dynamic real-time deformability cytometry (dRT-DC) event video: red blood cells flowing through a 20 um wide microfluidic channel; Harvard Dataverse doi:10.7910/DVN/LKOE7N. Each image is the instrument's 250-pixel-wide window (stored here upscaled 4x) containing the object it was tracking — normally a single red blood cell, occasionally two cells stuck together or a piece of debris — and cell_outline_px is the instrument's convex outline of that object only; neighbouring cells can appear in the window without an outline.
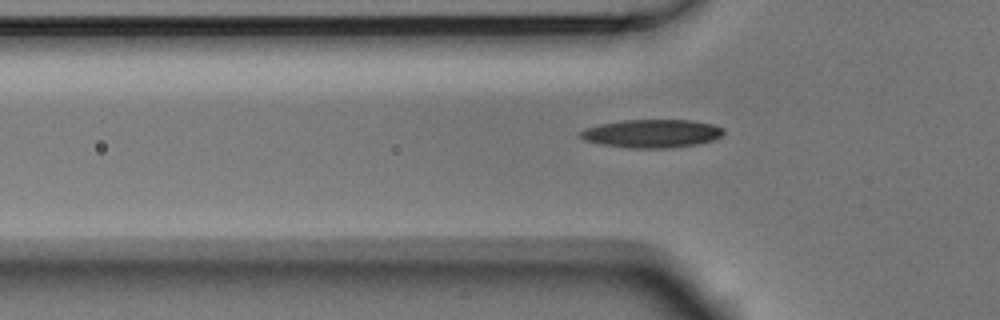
{"species": "Egyptian fruit bat (a non-hibernating species)", "species_latin": "Rousettus aegyptiacus", "temperature_condition": "room temperature", "stored_images_in_passage": 41, "camera_frame_rate_fps": 3000, "um_per_image_px": 0.085, "animal": {"sex": "male"}, "frame": {"image": 1, "passage_image": 8, "time_ms": 2.333, "image_size_px": [1000, 320], "cell_outline_px": [[724, 132], [720, 136], [712, 140], [696, 144], [668, 148], [628, 148], [600, 144], [584, 140], [580, 136], [580, 132], [584, 128], [600, 124], [624, 120], [692, 120], [712, 124], [724, 128]], "centroid_in_image_um": [55.39, 11.35], "position_along_channel_um": 70.4, "area_um2": 23.52}}
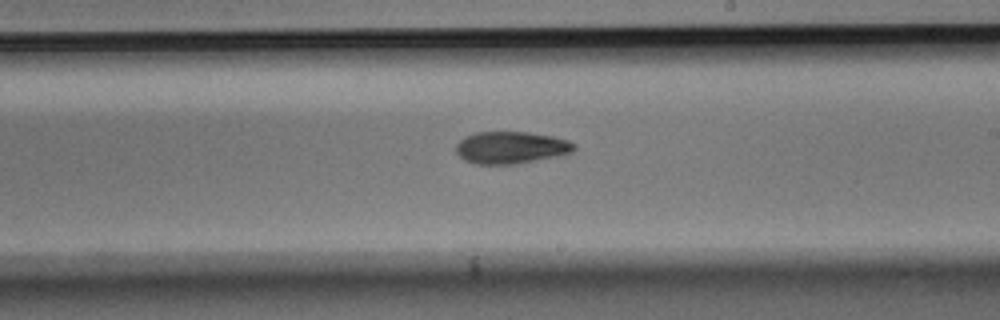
{"frame": {"image": 2, "passage_image": 22, "time_ms": 7.0, "image_size_px": [1000, 320], "cell_outline_px": [[576, 148], [572, 152], [556, 156], [512, 164], [476, 164], [464, 160], [456, 152], [456, 144], [464, 136], [476, 132], [528, 132], [552, 136], [568, 140], [576, 144]], "centroid_in_image_um": [43.41, 12.53], "position_along_channel_um": 245.6, "area_um2": 22.02}}
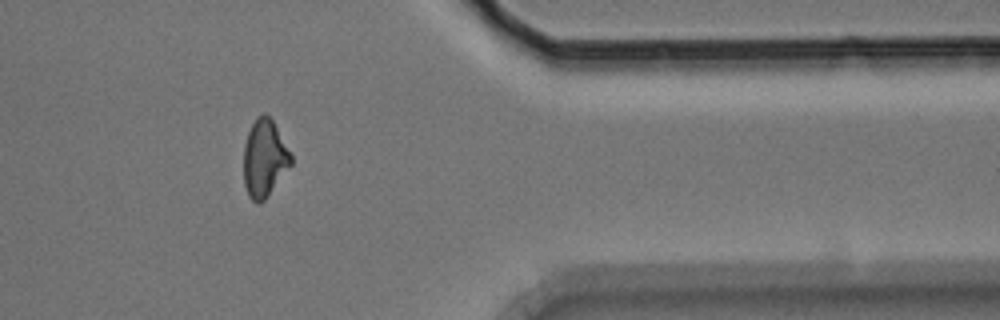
{"frame": {"image": 3, "passage_image": 35, "time_ms": 11.333, "image_size_px": [1000, 320], "cell_outline_px": [[292, 164], [264, 200], [260, 204], [256, 204], [248, 196], [244, 184], [244, 144], [248, 132], [256, 116], [264, 112], [272, 120], [292, 156]], "centroid_in_image_um": [22.46, 13.47], "position_along_channel_um": 388.9, "area_um2": 21.21}, "authors_computed_cell_mechanics": {"area_um2": 21.6172, "velocity_mm_per_s": 3.7347, "shape_relaxation_time_tau1_ms": 5.1994, "shape_relaxation_time_tau2_ms": 10.3814, "deformation_change_tau1": 0.1477, "deformation_change_tau2": 0.2012}}